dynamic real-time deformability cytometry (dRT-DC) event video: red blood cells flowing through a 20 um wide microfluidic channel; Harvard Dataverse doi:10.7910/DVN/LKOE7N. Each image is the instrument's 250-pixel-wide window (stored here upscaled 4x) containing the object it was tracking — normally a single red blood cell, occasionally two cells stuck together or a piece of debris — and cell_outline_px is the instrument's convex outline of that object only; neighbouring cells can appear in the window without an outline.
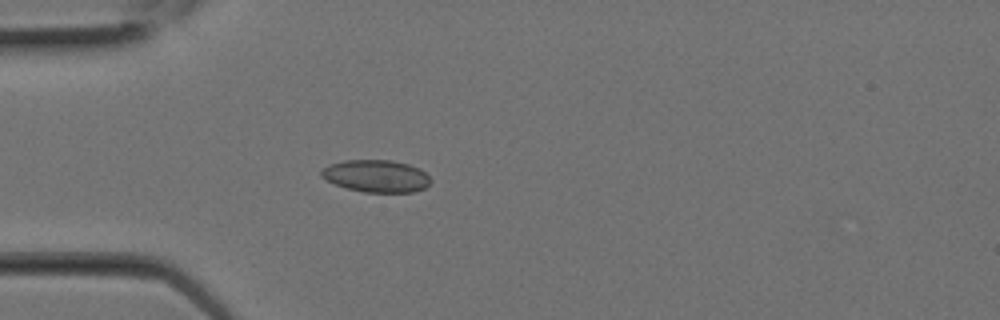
{"species": "Egyptian fruit bat (a non-hibernating species)", "species_latin": "Rousettus aegyptiacus", "temperature_condition": "room temperature", "stored_images_in_passage": 1, "camera_frame_rate_fps": 3000, "um_per_image_px": 0.085, "animal": {"sex": "female"}, "frame": {"image": 1, "passage_image": 1, "time_ms": 0.0, "image_size_px": [1000, 320], "cell_outline_px": [[432, 180], [424, 188], [412, 192], [364, 192], [344, 188], [320, 176], [320, 172], [324, 168], [332, 164], [344, 160], [392, 160], [408, 164], [420, 168]], "centroid_in_image_um": [31.99, 14.96], "position_along_channel_um": 53.0, "area_um2": 20.46}}